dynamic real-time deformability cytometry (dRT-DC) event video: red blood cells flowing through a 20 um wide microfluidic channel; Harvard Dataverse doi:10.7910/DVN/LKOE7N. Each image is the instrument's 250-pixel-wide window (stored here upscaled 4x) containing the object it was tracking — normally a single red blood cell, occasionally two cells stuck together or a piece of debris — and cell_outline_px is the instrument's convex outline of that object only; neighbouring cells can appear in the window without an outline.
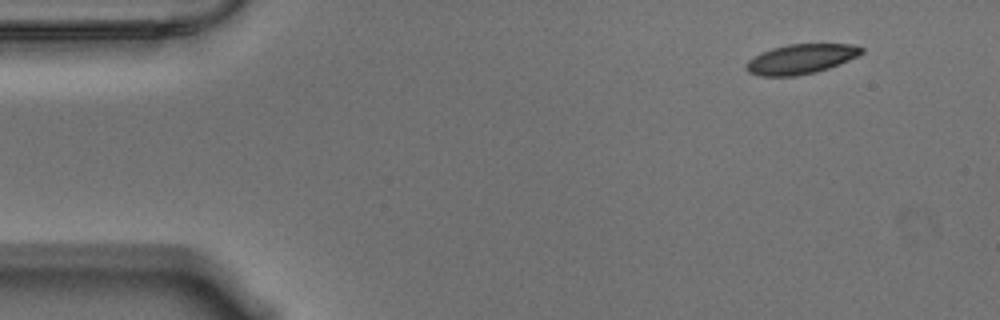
{"species": "Egyptian fruit bat (a non-hibernating species)", "species_latin": "Rousettus aegyptiacus", "temperature_condition": "warm", "stored_images_in_passage": 52, "camera_frame_rate_fps": 3000, "um_per_image_px": 0.085, "animal": {"sex": "male"}, "frame": {"image": 1, "passage_image": 1, "time_ms": 0.0, "image_size_px": [1000, 320], "cell_outline_px": [[864, 52], [848, 60], [828, 68], [816, 72], [796, 76], [760, 76], [748, 72], [744, 68], [744, 64], [748, 60], [760, 52], [772, 48], [788, 44], [852, 44], [864, 48]], "centroid_in_image_um": [68.02, 5.02], "position_along_channel_um": 17.0, "area_um2": 20.06}}
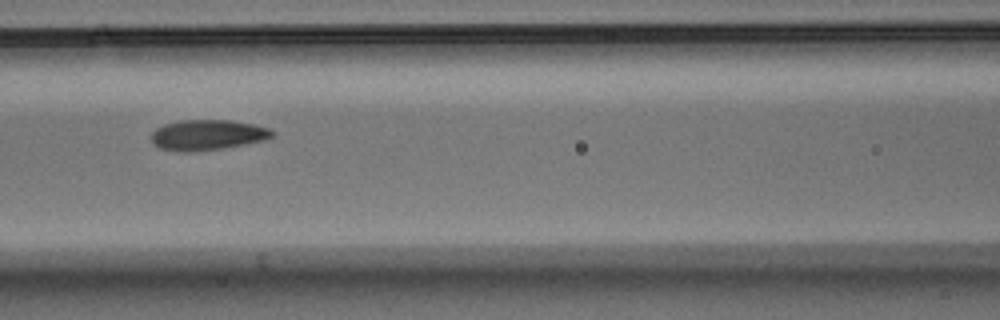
{"frame": {"image": 2, "passage_image": 20, "time_ms": 6.333, "image_size_px": [1000, 320], "cell_outline_px": [[272, 136], [264, 140], [224, 148], [192, 152], [180, 152], [160, 148], [152, 144], [152, 132], [156, 128], [164, 124], [180, 120], [228, 120], [252, 124], [268, 128], [272, 132]], "centroid_in_image_um": [17.57, 11.47], "position_along_channel_um": 149.0, "area_um2": 21.33}}
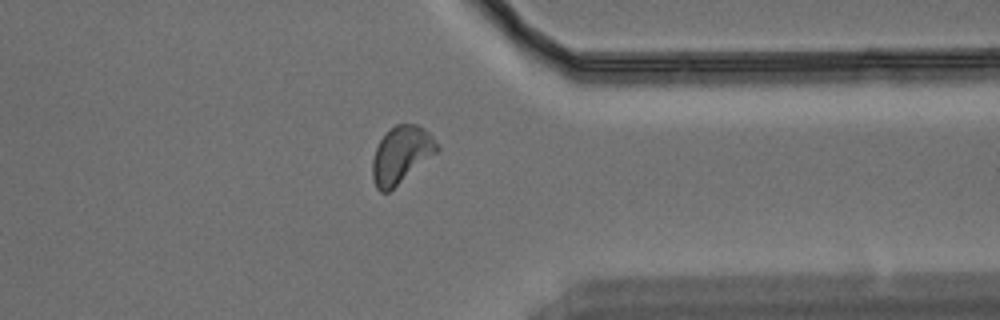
{"frame": {"image": 3, "passage_image": 40, "time_ms": 13.0, "image_size_px": [1000, 320], "cell_outline_px": [[440, 148], [436, 152], [388, 192], [380, 192], [376, 188], [372, 176], [372, 160], [376, 148], [380, 140], [396, 124], [416, 124], [424, 128], [432, 136]], "centroid_in_image_um": [34.08, 13.15], "position_along_channel_um": 377.3, "area_um2": 20.92}, "authors_computed_cell_mechanics": {"area_um2": 20.7213, "velocity_mm_per_s": 3.5291, "shape_relaxation_time_tau1_ms": 7.8935, "shape_relaxation_time_tau2_ms": 2.491, "deformation_change_tau1": 0.1553, "deformation_change_tau2": 0.074}}